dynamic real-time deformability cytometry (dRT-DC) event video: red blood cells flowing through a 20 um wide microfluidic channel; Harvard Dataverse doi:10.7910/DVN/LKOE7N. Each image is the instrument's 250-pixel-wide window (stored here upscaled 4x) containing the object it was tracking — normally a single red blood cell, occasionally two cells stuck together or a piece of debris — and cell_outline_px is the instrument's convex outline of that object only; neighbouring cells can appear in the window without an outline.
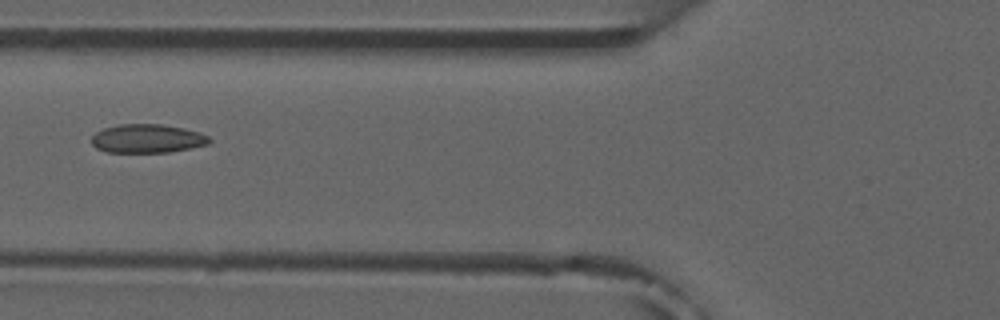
{"species": "common noctule bat (a hibernating species)", "species_latin": "Nyctalus noctula", "temperature_condition": "room temperature", "stored_images_in_passage": 4, "camera_frame_rate_fps": 3000, "um_per_image_px": 0.085, "animal": {"sex": "male", "forearm_length_mm": 52.5}, "frame": {"image": 1, "passage_image": 3, "time_ms": 2.667, "image_size_px": [1000, 320], "cell_outline_px": [[212, 140], [208, 144], [168, 152], [104, 152], [96, 148], [92, 144], [92, 136], [96, 132], [104, 128], [120, 124], [164, 124], [184, 128], [200, 132], [208, 136]], "centroid_in_image_um": [12.51, 11.77], "position_along_channel_um": 113.3, "area_um2": 19.71}}
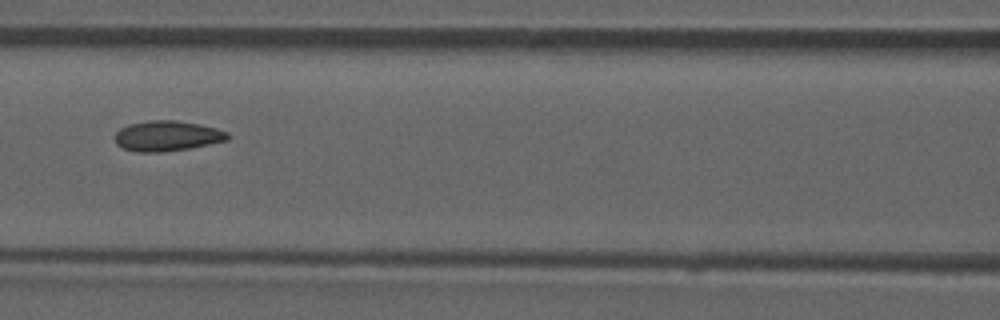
{"frame": {"image": 2, "passage_image": 4, "time_ms": 3.667, "image_size_px": [1000, 320], "cell_outline_px": [[228, 140], [188, 148], [160, 152], [136, 152], [124, 148], [116, 144], [112, 136], [120, 128], [128, 124], [152, 120], [176, 120], [200, 124], [216, 128], [228, 132]], "centroid_in_image_um": [14.16, 11.55], "position_along_channel_um": 152.4, "area_um2": 19.94}}